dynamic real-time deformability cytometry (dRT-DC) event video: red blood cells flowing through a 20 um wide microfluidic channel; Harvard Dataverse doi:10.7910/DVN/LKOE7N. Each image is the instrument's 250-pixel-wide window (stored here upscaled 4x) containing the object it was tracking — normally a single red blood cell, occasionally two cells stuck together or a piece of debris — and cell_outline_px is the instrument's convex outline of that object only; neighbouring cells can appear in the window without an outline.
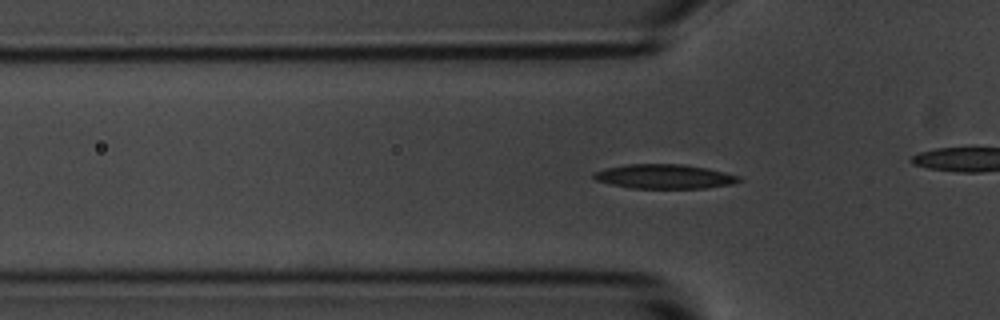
{"species": "common noctule bat (a hibernating species)", "species_latin": "Nyctalus noctula", "temperature_condition": "room temperature", "stored_images_in_passage": 49, "camera_frame_rate_fps": 3000, "um_per_image_px": 0.085, "animal": {"sex": "male", "body_mass_g": 20.1, "forearm_length_mm": 53.5}, "frame": {"image": 1, "passage_image": 10, "time_ms": 3.0, "image_size_px": [1000, 320], "cell_outline_px": [[744, 180], [732, 184], [704, 188], [632, 188], [612, 184], [596, 180], [592, 176], [592, 172], [604, 168], [628, 164], [684, 164], [708, 168], [740, 176]], "centroid_in_image_um": [56.49, 14.99], "position_along_channel_um": 69.3, "area_um2": 20.69}}
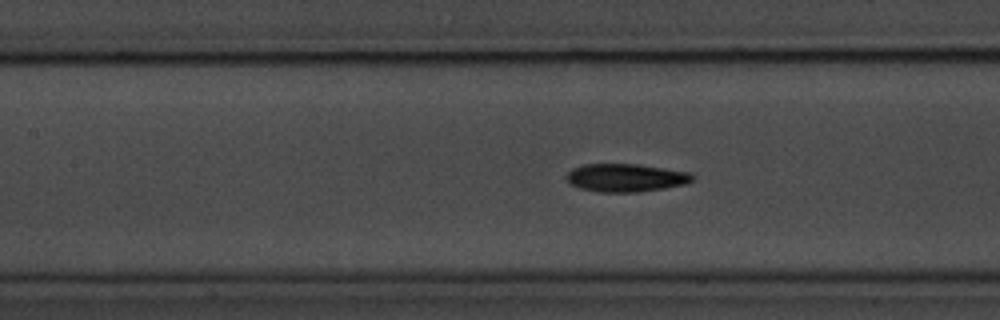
{"frame": {"image": 2, "passage_image": 17, "time_ms": 5.333, "image_size_px": [1000, 320], "cell_outline_px": [[696, 180], [688, 184], [640, 192], [600, 192], [580, 188], [568, 184], [564, 176], [572, 168], [584, 164], [636, 164], [692, 172], [696, 176]], "centroid_in_image_um": [53.23, 15.11], "position_along_channel_um": 154.2, "area_um2": 21.04}}
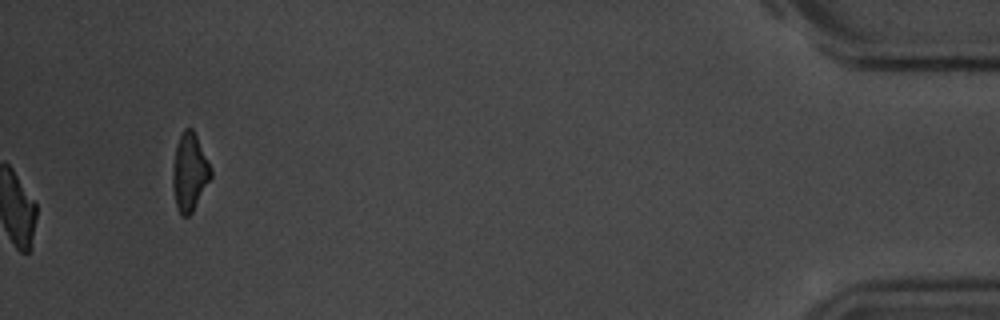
{"frame": {"image": 3, "passage_image": 49, "time_ms": 16.0, "image_size_px": [1000, 320], "cell_outline_px": [[212, 176], [192, 212], [188, 216], [180, 216], [176, 208], [172, 184], [172, 176], [176, 144], [184, 128], [192, 128], [196, 136], [212, 172]], "centroid_in_image_um": [16.09, 14.67], "position_along_channel_um": 419.1, "area_um2": 16.99}, "authors_computed_cell_mechanics": {"area_um2": 19.8832, "velocity_mm_per_s": 3.5978, "shape_relaxation_time_tau1_ms": 2.9398, "shape_relaxation_time_tau2_ms": 4.7715, "deformation_change_tau1": 0.1275, "deformation_change_tau2": 0.1281}}